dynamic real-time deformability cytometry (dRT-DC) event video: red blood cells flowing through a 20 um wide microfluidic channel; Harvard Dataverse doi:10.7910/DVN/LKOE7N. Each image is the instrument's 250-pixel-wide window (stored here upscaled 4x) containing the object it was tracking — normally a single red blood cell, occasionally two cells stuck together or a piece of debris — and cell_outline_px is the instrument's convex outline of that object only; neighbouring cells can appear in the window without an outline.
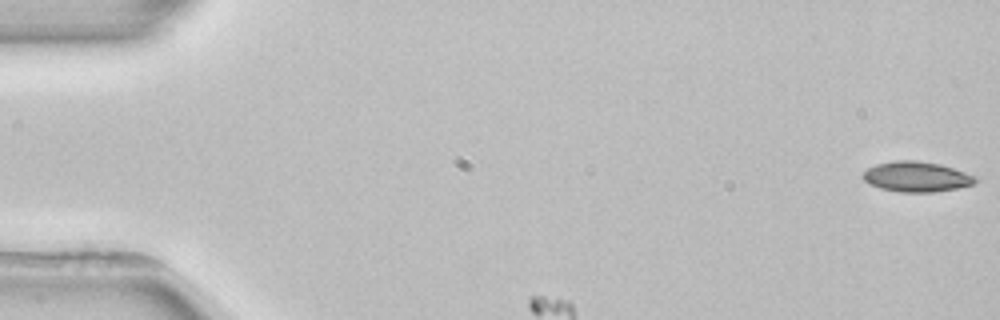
{"species": "common noctule bat (a hibernating species)", "species_latin": "Nyctalus noctula", "temperature_condition": "room temperature", "stored_images_in_passage": 3, "camera_frame_rate_fps": 3000, "um_per_image_px": 0.085, "animal": {"sex": "female", "body_mass_g": 22.7, "forearm_length_mm": 54.2}, "frame": {"image": 1, "passage_image": 1, "time_ms": 0.0, "image_size_px": [1000, 320], "cell_outline_px": [[976, 180], [972, 184], [956, 188], [932, 192], [900, 192], [880, 188], [868, 184], [860, 176], [868, 168], [876, 164], [896, 160], [916, 160], [940, 164], [976, 176]], "centroid_in_image_um": [77.84, 15.01], "position_along_channel_um": 7.2, "area_um2": 19.71}}